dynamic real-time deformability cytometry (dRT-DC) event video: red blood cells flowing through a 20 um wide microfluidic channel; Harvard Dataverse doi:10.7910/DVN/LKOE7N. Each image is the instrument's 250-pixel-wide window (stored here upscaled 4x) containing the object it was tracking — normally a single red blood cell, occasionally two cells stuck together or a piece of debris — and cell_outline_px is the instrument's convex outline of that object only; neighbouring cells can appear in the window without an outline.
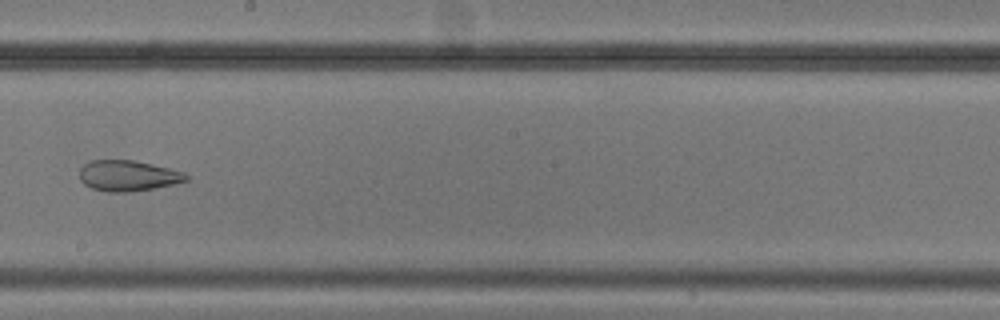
{"species": "common noctule bat (a hibernating species)", "species_latin": "Nyctalus noctula", "temperature_condition": "cold", "stored_images_in_passage": 9, "camera_frame_rate_fps": 3000, "um_per_image_px": 0.085, "animal": {"sex": "male", "body_mass_g": 20.5, "forearm_length_mm": 52.5}, "frame": {"image": 1, "passage_image": 9, "time_ms": 10.0, "image_size_px": [1000, 320], "cell_outline_px": [[188, 180], [176, 184], [132, 192], [108, 192], [92, 188], [84, 184], [80, 180], [80, 168], [88, 160], [132, 160], [168, 168], [184, 172], [188, 176]], "centroid_in_image_um": [10.86, 14.94], "position_along_channel_um": 237.3, "area_um2": 19.13}}